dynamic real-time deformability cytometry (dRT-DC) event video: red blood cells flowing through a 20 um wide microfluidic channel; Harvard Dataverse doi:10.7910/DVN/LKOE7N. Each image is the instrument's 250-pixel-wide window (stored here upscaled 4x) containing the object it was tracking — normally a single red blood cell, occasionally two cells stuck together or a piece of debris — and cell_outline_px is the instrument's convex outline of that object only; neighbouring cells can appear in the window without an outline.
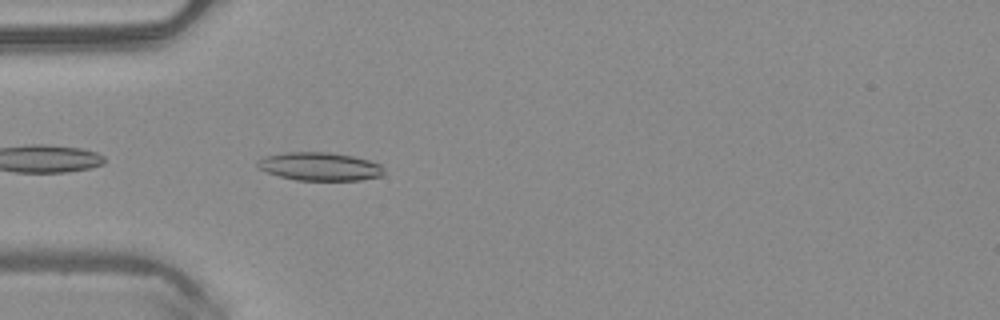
{"species": "common noctule bat (a hibernating species)", "species_latin": "Nyctalus noctula", "temperature_condition": "warm", "stored_images_in_passage": 6, "camera_frame_rate_fps": 3000, "um_per_image_px": 0.085, "animal": {"sex": "male", "body_mass_g": 20.4}, "frame": {"image": 1, "passage_image": 2, "time_ms": 0.333, "image_size_px": [1000, 320], "cell_outline_px": [[384, 172], [380, 176], [360, 180], [296, 180], [280, 176], [268, 172], [260, 168], [256, 164], [256, 160], [268, 156], [288, 152], [328, 152], [352, 156], [368, 160], [380, 164], [384, 168]], "centroid_in_image_um": [27.19, 14.15], "position_along_channel_um": 57.8, "area_um2": 20.58}}